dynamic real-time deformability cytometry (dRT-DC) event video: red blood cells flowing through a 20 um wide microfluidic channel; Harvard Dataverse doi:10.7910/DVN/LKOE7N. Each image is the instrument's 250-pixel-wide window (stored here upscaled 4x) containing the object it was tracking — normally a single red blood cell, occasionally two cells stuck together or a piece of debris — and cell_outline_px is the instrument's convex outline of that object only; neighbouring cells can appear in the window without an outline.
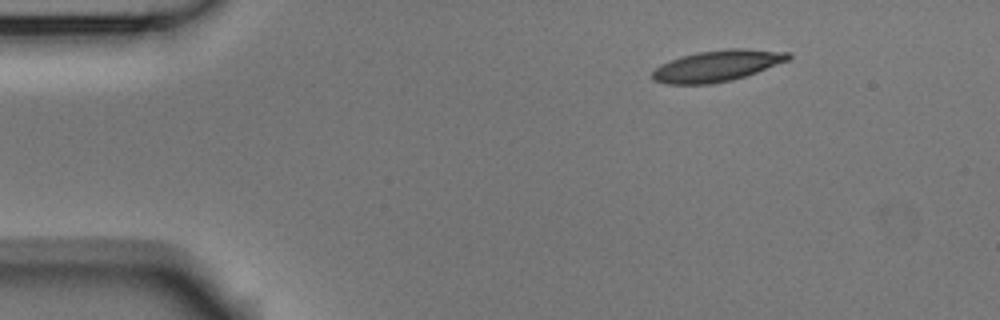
{"species": "Egyptian fruit bat (a non-hibernating species)", "species_latin": "Rousettus aegyptiacus", "temperature_condition": "room temperature", "stored_images_in_passage": 2, "camera_frame_rate_fps": 3000, "um_per_image_px": 0.085, "animal": {"sex": "male"}, "frame": {"image": 1, "passage_image": 2, "time_ms": 0.333, "image_size_px": [1000, 320], "cell_outline_px": [[792, 56], [788, 60], [756, 72], [732, 80], [712, 84], [664, 84], [652, 80], [652, 72], [660, 64], [680, 56], [696, 52], [728, 48], [744, 48], [792, 52]], "centroid_in_image_um": [60.94, 5.58], "position_along_channel_um": 24.1, "area_um2": 24.91}}